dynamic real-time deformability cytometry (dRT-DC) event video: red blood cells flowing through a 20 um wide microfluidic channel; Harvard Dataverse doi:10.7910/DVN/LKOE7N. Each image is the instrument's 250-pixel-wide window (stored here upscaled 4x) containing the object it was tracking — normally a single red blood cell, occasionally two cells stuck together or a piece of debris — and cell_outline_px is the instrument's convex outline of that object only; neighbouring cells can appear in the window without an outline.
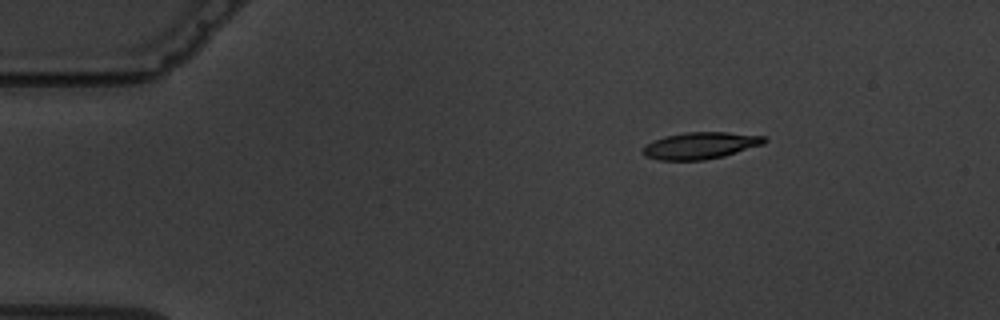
{"species": "common noctule bat (a hibernating species)", "species_latin": "Nyctalus noctula", "temperature_condition": "warm", "stored_images_in_passage": 2, "camera_frame_rate_fps": 3000, "um_per_image_px": 0.085, "animal": {"sex": "male", "body_mass_g": 19.5, "forearm_length_mm": 54.6}, "frame": {"image": 1, "passage_image": 2, "time_ms": 2.333, "image_size_px": [1000, 320], "cell_outline_px": [[768, 140], [764, 144], [724, 156], [704, 160], [660, 160], [644, 156], [640, 152], [640, 148], [652, 140], [664, 136], [684, 132], [728, 132], [768, 136]], "centroid_in_image_um": [59.51, 12.36], "position_along_channel_um": 25.5, "area_um2": 19.36}}